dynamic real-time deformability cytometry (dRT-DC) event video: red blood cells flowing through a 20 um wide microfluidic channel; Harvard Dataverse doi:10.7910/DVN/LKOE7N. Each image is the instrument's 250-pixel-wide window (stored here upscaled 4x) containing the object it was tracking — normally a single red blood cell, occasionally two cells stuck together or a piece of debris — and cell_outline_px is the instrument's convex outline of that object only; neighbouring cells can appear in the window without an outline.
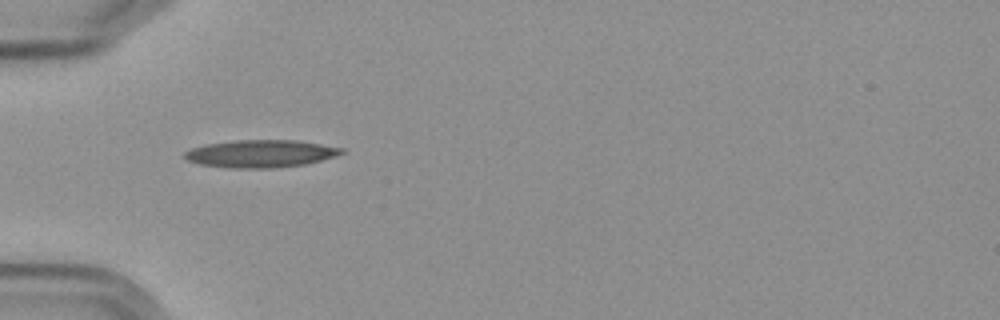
{"species": "Egyptian fruit bat (a non-hibernating species)", "species_latin": "Rousettus aegyptiacus", "temperature_condition": "cold", "stored_images_in_passage": 4, "camera_frame_rate_fps": 3000, "um_per_image_px": 0.085, "frame": {"image": 1, "passage_image": 3, "time_ms": 3.333, "image_size_px": [1000, 320], "cell_outline_px": [[344, 152], [336, 156], [304, 164], [272, 168], [228, 168], [200, 164], [188, 160], [184, 156], [184, 152], [192, 148], [208, 144], [236, 140], [296, 140], [344, 148]], "centroid_in_image_um": [22.16, 13.06], "position_along_channel_um": 62.8, "area_um2": 24.97}}
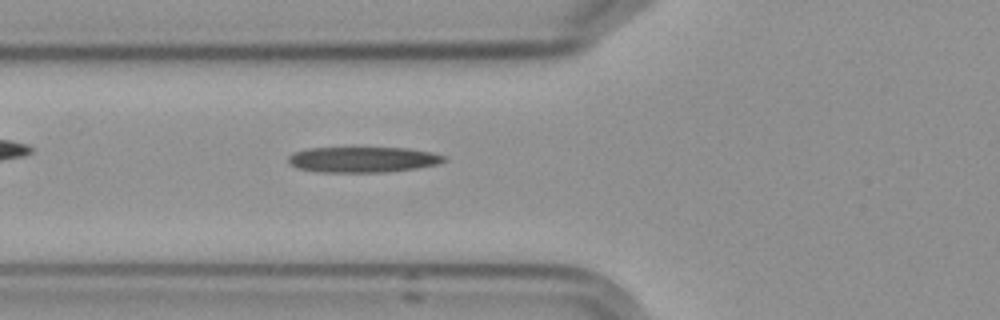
{"frame": {"image": 2, "passage_image": 4, "time_ms": 4.333, "image_size_px": [1000, 320], "cell_outline_px": [[448, 160], [436, 164], [416, 168], [384, 172], [320, 172], [296, 168], [288, 160], [288, 156], [292, 152], [308, 148], [408, 148], [432, 152], [448, 156]], "centroid_in_image_um": [30.86, 13.56], "position_along_channel_um": 94.9, "area_um2": 23.29}}